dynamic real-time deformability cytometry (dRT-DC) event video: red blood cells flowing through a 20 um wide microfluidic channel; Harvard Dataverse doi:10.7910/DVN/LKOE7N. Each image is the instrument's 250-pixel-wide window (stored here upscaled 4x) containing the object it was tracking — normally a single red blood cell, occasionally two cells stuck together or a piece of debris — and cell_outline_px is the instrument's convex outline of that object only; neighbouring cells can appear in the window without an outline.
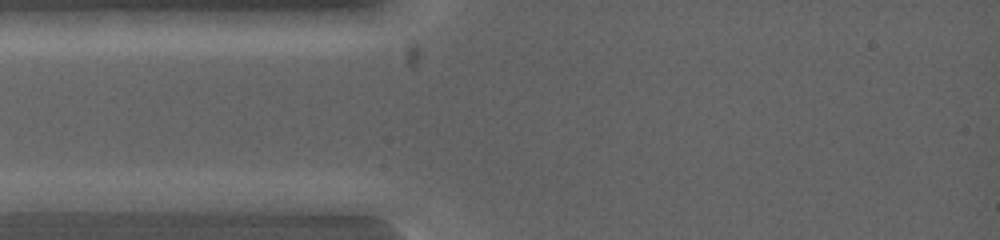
{"species": "common noctule bat (a hibernating species)", "species_latin": "Nyctalus noctula", "temperature_condition": "warm", "stored_images_in_passage": 6, "camera_frame_rate_fps": 5000, "um_per_image_px": 0.085, "animal": {"sex": "female", "body_mass_g": 19.0, "forearm_length_mm": 53.3}, "frame": {"image": 1, "passage_image": 4, "time_ms": 1.2, "image_size_px": [1000, 240], "cell_outline_px": [[116, 200], [84, 212], [16, 212], [12, 200], [68, 192], [80, 192]], "centroid_in_image_um": [5.16, 17.25], "position_along_channel_um": 79.8, "area_um2": 10.81}}